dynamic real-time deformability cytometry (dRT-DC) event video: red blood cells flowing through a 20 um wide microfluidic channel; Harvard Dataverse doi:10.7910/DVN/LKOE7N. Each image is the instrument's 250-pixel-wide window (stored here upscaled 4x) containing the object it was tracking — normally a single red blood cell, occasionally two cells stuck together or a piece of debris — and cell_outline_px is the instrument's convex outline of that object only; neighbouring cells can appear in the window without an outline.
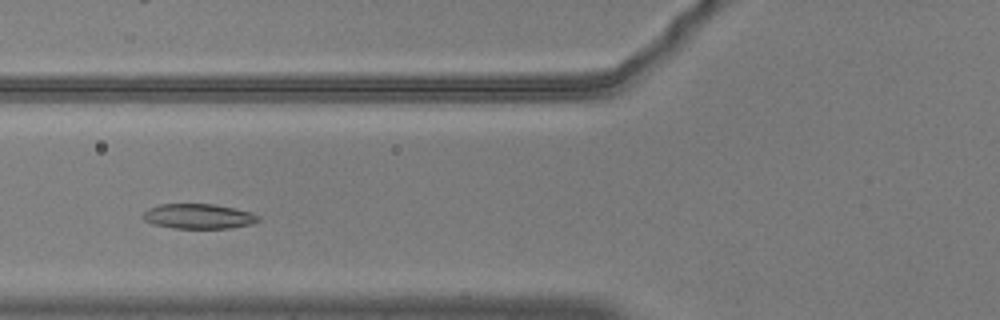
{"species": "common noctule bat (a hibernating species)", "species_latin": "Nyctalus noctula", "temperature_condition": "warm", "stored_images_in_passage": 17, "camera_frame_rate_fps": 3000, "um_per_image_px": 0.085, "animal": {"sex": "male", "body_mass_g": 20.5, "forearm_length_mm": 52.5}, "frame": {"image": 1, "passage_image": 12, "time_ms": 3.667, "image_size_px": [1000, 320], "cell_outline_px": [[260, 220], [252, 224], [228, 228], [172, 228], [152, 224], [144, 220], [140, 216], [148, 208], [160, 204], [212, 204], [236, 208], [252, 212], [260, 216]], "centroid_in_image_um": [16.87, 18.38], "position_along_channel_um": 108.9, "area_um2": 16.94}}
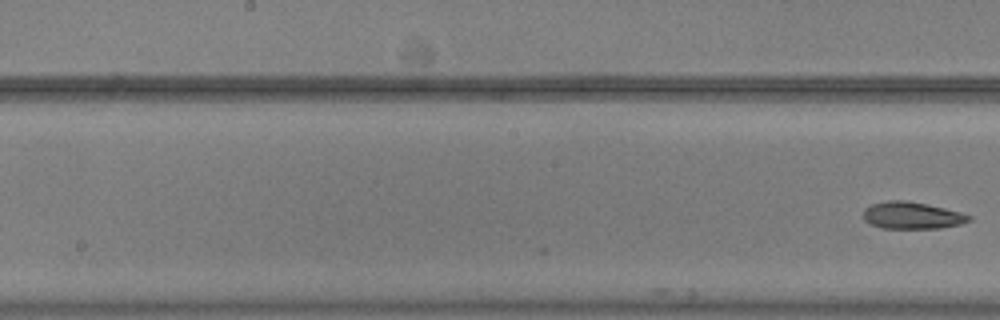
{"frame": {"image": 2, "passage_image": 17, "time_ms": 5.333, "image_size_px": [1000, 320], "cell_outline_px": [[972, 220], [960, 224], [940, 228], [880, 228], [868, 224], [864, 220], [864, 208], [872, 204], [888, 200], [904, 200], [944, 208], [960, 212], [972, 216]], "centroid_in_image_um": [77.49, 18.32], "position_along_channel_um": 170.7, "area_um2": 16.59}}